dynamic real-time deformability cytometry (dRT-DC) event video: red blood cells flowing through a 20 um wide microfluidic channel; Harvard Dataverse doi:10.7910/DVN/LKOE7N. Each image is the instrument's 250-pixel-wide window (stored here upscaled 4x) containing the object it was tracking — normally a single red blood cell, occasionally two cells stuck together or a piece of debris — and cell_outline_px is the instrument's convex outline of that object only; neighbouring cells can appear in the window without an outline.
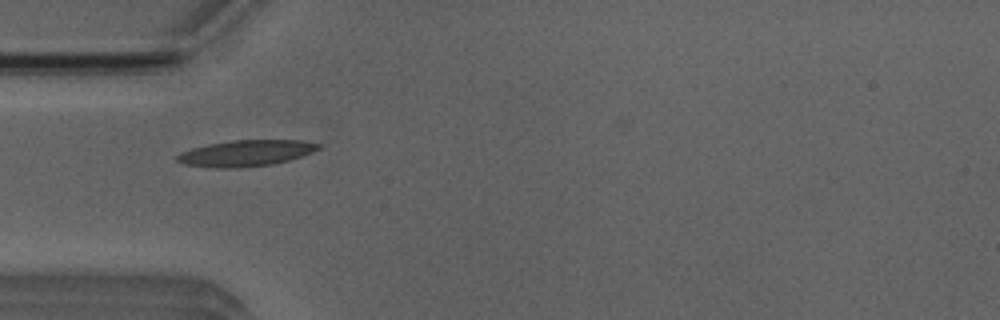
{"species": "Egyptian fruit bat (a non-hibernating species)", "species_latin": "Rousettus aegyptiacus", "temperature_condition": "room temperature", "stored_images_in_passage": 46, "camera_frame_rate_fps": 3000, "um_per_image_px": 0.085, "animal": {"sex": "male"}, "frame": {"image": 1, "passage_image": 10, "time_ms": 3.0, "image_size_px": [1000, 320], "cell_outline_px": [[320, 148], [312, 152], [288, 160], [272, 164], [232, 168], [216, 168], [184, 164], [176, 160], [176, 156], [180, 152], [192, 148], [208, 144], [232, 140], [304, 140], [320, 144]], "centroid_in_image_um": [20.88, 13.01], "position_along_channel_um": 64.1, "area_um2": 21.39}}
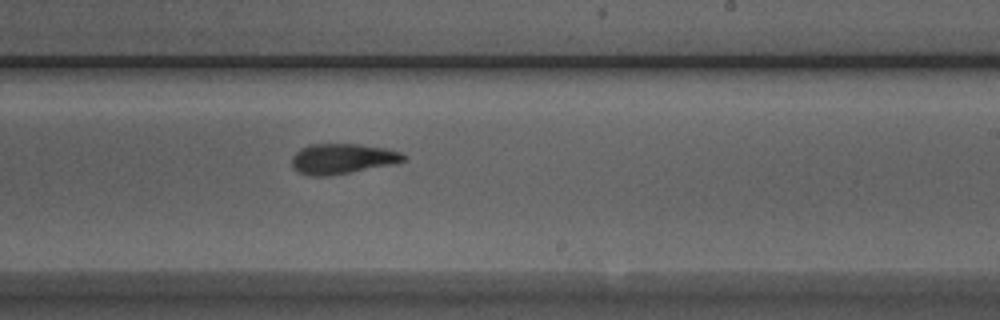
{"frame": {"image": 2, "passage_image": 25, "time_ms": 8.0, "image_size_px": [1000, 320], "cell_outline_px": [[408, 160], [392, 164], [328, 176], [312, 176], [300, 172], [292, 168], [292, 156], [300, 148], [308, 144], [360, 144], [384, 148], [400, 152], [408, 156]], "centroid_in_image_um": [29.1, 13.48], "position_along_channel_um": 259.9, "area_um2": 19.71}}
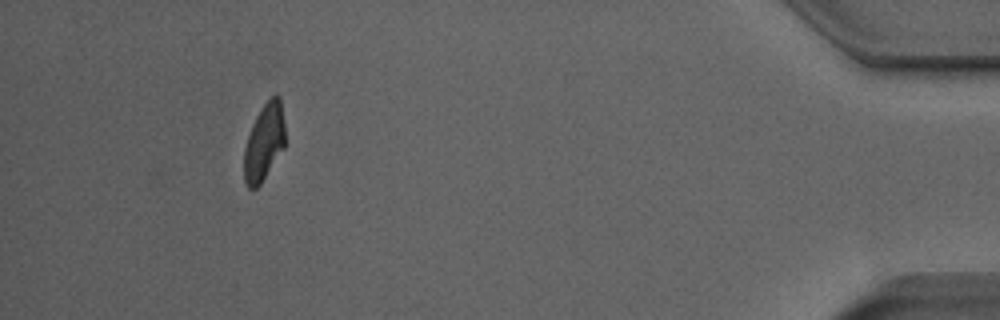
{"frame": {"image": 3, "passage_image": 42, "time_ms": 13.667, "image_size_px": [1000, 320], "cell_outline_px": [[284, 148], [260, 184], [256, 188], [248, 188], [244, 180], [244, 148], [252, 124], [256, 116], [264, 104], [276, 92], [280, 96], [284, 124]], "centroid_in_image_um": [22.45, 12.08], "position_along_channel_um": 412.8, "area_um2": 18.26}, "authors_computed_cell_mechanics": {"area_um2": 19.6809, "velocity_mm_per_s": 3.9246, "shape_relaxation_time_tau1_ms": 5.9961, "shape_relaxation_time_tau2_ms": 2.4251, "deformation_change_tau1": 0.2047, "deformation_change_tau2": 0.1051}}